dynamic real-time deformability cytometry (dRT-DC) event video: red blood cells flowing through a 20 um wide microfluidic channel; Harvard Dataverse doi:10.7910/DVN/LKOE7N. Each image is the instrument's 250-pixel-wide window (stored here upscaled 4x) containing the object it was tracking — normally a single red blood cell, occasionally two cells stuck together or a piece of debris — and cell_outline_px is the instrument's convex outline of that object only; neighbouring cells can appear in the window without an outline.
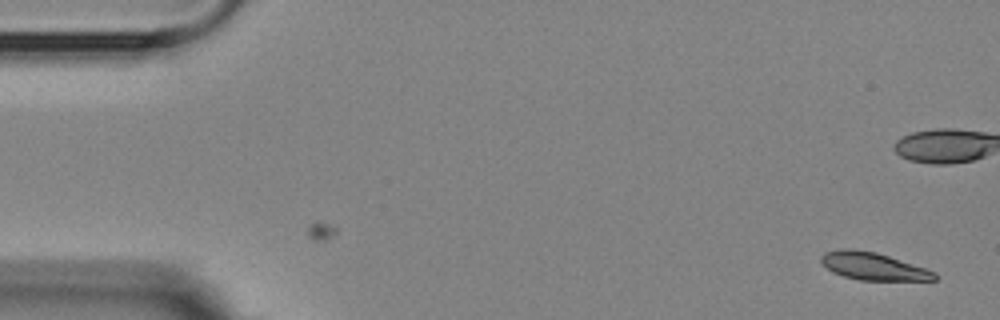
{"species": "Egyptian fruit bat (a non-hibernating species)", "species_latin": "Rousettus aegyptiacus", "temperature_condition": "room temperature", "stored_images_in_passage": 2, "camera_frame_rate_fps": 3000, "um_per_image_px": 0.085, "animal": {"sex": "female"}, "frame": {"image": 1, "passage_image": 2, "time_ms": 1.333, "image_size_px": [1000, 320], "cell_outline_px": [[940, 276], [936, 280], [860, 280], [844, 276], [832, 272], [820, 260], [820, 256], [824, 252], [840, 248], [852, 248], [876, 252], [936, 272]], "centroid_in_image_um": [74.21, 22.62], "position_along_channel_um": 10.8, "area_um2": 18.15}}